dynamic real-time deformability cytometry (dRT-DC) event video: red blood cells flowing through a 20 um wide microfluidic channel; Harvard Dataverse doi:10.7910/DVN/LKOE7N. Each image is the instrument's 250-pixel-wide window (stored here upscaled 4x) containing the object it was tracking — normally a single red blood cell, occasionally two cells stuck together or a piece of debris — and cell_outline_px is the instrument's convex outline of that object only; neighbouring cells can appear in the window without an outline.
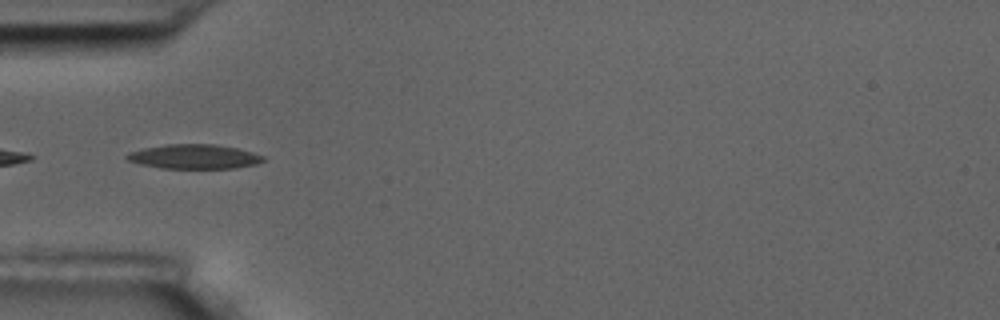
{"species": "common noctule bat (a hibernating species)", "species_latin": "Nyctalus noctula", "temperature_condition": "room temperature", "stored_images_in_passage": 31, "camera_frame_rate_fps": 3000, "um_per_image_px": 0.085, "animal": {"sex": "male", "body_mass_g": 17.5, "forearm_length_mm": 52.3}, "frame": {"image": 1, "passage_image": 1, "time_ms": 0.0, "image_size_px": [1000, 320], "cell_outline_px": [[264, 160], [256, 164], [236, 168], [160, 168], [140, 164], [128, 160], [124, 156], [128, 152], [144, 148], [168, 144], [216, 144], [236, 148], [252, 152], [264, 156]], "centroid_in_image_um": [16.49, 13.31], "position_along_channel_um": 68.5, "area_um2": 19.36}}
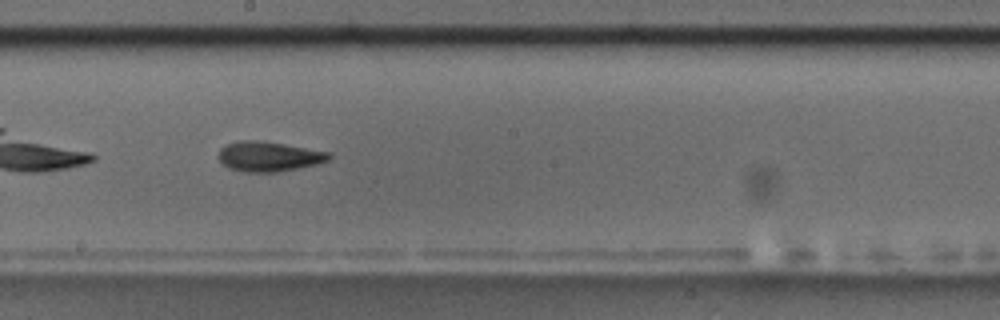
{"frame": {"image": 2, "passage_image": 14, "time_ms": 4.333, "image_size_px": [1000, 320], "cell_outline_px": [[332, 156], [328, 160], [316, 164], [300, 168], [276, 172], [244, 172], [228, 168], [216, 156], [220, 148], [228, 144], [240, 140], [252, 140], [280, 144], [332, 152]], "centroid_in_image_um": [22.83, 13.31], "position_along_channel_um": 225.4, "area_um2": 19.13}}
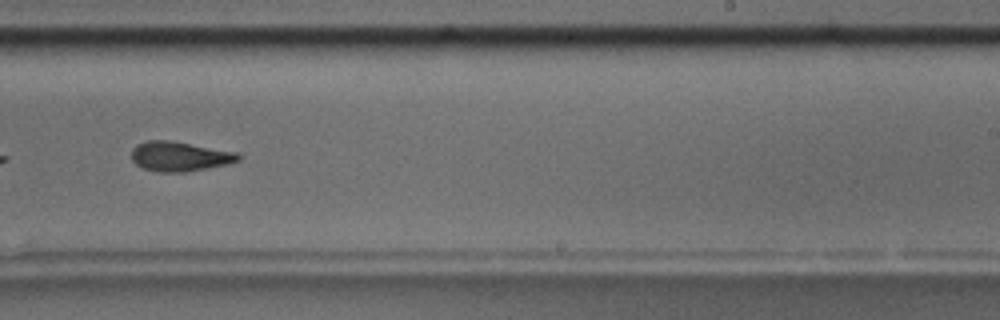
{"frame": {"image": 3, "passage_image": 18, "time_ms": 5.667, "image_size_px": [1000, 320], "cell_outline_px": [[244, 156], [240, 160], [228, 164], [184, 172], [156, 172], [144, 168], [136, 164], [132, 160], [132, 148], [136, 144], [148, 140], [172, 140], [240, 152]], "centroid_in_image_um": [15.32, 13.28], "position_along_channel_um": 273.7, "area_um2": 18.84}, "authors_computed_cell_mechanics": {"area_um2": 18.3804, "velocity_mm_per_s": 3.6308, "shape_relaxation_time_tau1_ms": 4.4765, "shape_relaxation_time_tau2_ms": 3.8151, "deformation_change_tau1": 0.1498, "deformation_change_tau2": 0.1188}}